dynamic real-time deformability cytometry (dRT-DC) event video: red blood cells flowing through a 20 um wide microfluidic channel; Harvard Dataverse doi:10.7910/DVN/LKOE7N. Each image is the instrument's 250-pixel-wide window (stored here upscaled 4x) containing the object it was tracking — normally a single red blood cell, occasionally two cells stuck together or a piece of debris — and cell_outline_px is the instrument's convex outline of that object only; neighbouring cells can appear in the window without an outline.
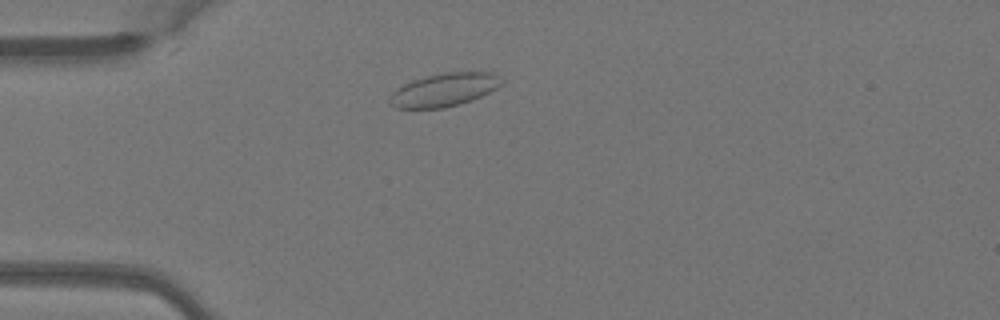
{"species": "Egyptian fruit bat (a non-hibernating species)", "species_latin": "Rousettus aegyptiacus", "temperature_condition": "warm", "stored_images_in_passage": 39, "camera_frame_rate_fps": 3000, "um_per_image_px": 0.085, "animal": {"sex": "female"}, "frame": {"image": 1, "passage_image": 7, "time_ms": 2.0, "image_size_px": [1000, 320], "cell_outline_px": [[504, 80], [496, 88], [472, 100], [460, 104], [444, 108], [396, 108], [388, 104], [388, 96], [396, 88], [412, 80], [444, 72], [496, 72], [504, 76]], "centroid_in_image_um": [37.75, 7.63], "position_along_channel_um": 47.2, "area_um2": 21.91}}
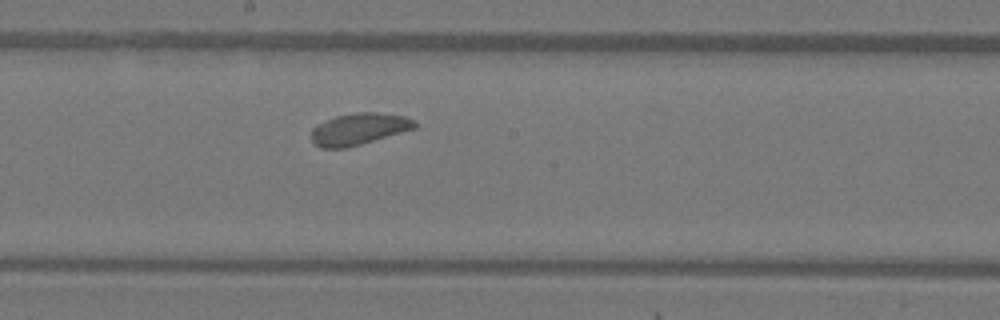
{"frame": {"image": 2, "passage_image": 21, "time_ms": 6.667, "image_size_px": [1000, 320], "cell_outline_px": [[416, 128], [360, 144], [344, 148], [320, 148], [312, 140], [312, 128], [316, 124], [336, 116], [356, 112], [376, 112], [404, 116], [416, 120]], "centroid_in_image_um": [30.5, 10.95], "position_along_channel_um": 217.7, "area_um2": 18.96}}
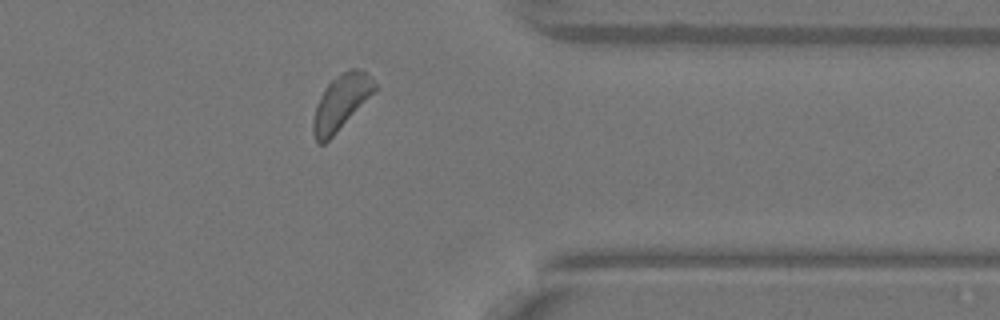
{"frame": {"image": 3, "passage_image": 34, "time_ms": 11.0, "image_size_px": [1000, 320], "cell_outline_px": [[376, 92], [324, 144], [316, 144], [312, 132], [312, 120], [316, 104], [324, 88], [336, 76], [348, 68], [364, 68], [368, 72], [376, 84]], "centroid_in_image_um": [28.99, 8.67], "position_along_channel_um": 382.4, "area_um2": 20.11}}